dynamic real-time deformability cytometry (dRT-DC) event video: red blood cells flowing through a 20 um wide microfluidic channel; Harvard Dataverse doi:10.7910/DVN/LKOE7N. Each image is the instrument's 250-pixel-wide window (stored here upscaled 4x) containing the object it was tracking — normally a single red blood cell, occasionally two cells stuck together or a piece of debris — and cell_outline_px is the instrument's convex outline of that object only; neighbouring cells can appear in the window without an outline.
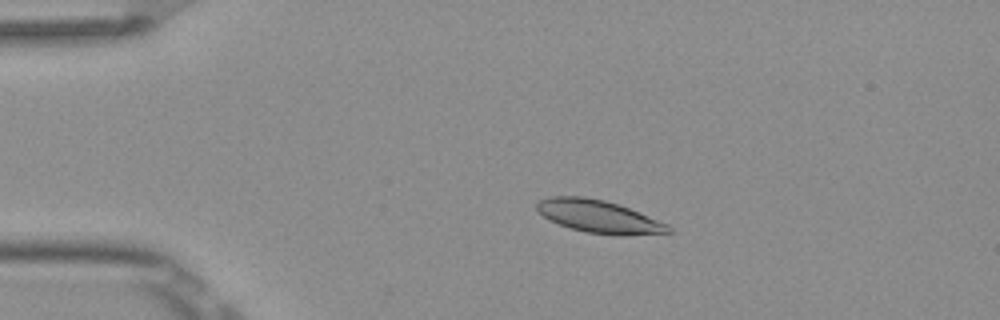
{"species": "Egyptian fruit bat (a non-hibernating species)", "species_latin": "Rousettus aegyptiacus", "temperature_condition": "room temperature", "stored_images_in_passage": 5, "camera_frame_rate_fps": 3000, "um_per_image_px": 0.085, "frame": {"image": 1, "passage_image": 2, "time_ms": 0.333, "image_size_px": [1000, 320], "cell_outline_px": [[672, 232], [624, 236], [616, 236], [584, 232], [560, 224], [544, 216], [536, 208], [536, 204], [540, 200], [548, 196], [584, 196], [604, 200], [620, 204], [668, 224], [672, 228]], "centroid_in_image_um": [50.94, 18.4], "position_along_channel_um": 34.1, "area_um2": 25.14}}
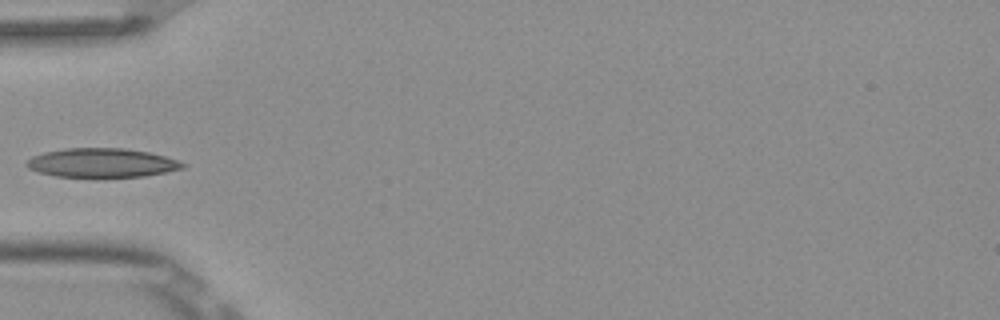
{"frame": {"image": 2, "passage_image": 4, "time_ms": 1.0, "image_size_px": [1000, 320], "cell_outline_px": [[188, 164], [184, 168], [144, 176], [96, 180], [56, 176], [40, 172], [28, 168], [24, 164], [32, 156], [44, 152], [64, 148], [124, 148], [148, 152], [164, 156]], "centroid_in_image_um": [8.63, 13.88], "position_along_channel_um": 76.4, "area_um2": 27.34}}
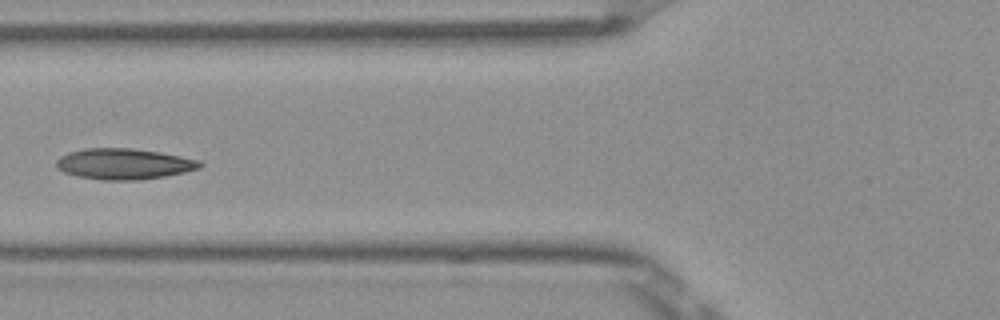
{"frame": {"image": 3, "passage_image": 5, "time_ms": 1.333, "image_size_px": [1000, 320], "cell_outline_px": [[204, 164], [200, 168], [184, 172], [164, 176], [136, 180], [100, 180], [80, 176], [64, 172], [56, 168], [56, 160], [60, 156], [68, 152], [84, 148], [132, 148], [160, 152], [200, 160]], "centroid_in_image_um": [10.52, 13.92], "position_along_channel_um": 115.3, "area_um2": 25.84}}